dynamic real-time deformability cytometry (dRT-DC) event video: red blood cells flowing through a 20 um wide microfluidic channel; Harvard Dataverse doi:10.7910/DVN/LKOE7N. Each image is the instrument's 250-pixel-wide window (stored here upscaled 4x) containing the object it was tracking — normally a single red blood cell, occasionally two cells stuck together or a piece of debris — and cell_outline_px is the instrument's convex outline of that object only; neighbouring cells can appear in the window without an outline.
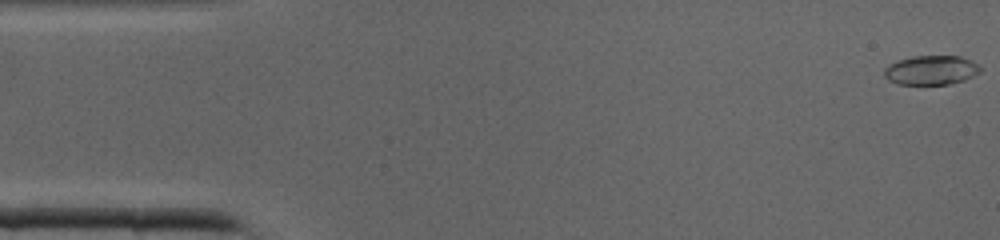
{"species": "common noctule bat (a hibernating species)", "species_latin": "Nyctalus noctula", "temperature_condition": "cold", "stored_images_in_passage": 41, "camera_frame_rate_fps": 3000, "um_per_image_px": 0.085, "animal": {"sex": "male", "body_mass_g": 19.0, "forearm_length_mm": 50.8}, "frame": {"image": 1, "passage_image": 1, "time_ms": 0.0, "image_size_px": [1000, 240], "cell_outline_px": [[980, 72], [964, 80], [948, 84], [896, 84], [888, 80], [884, 76], [884, 68], [888, 64], [896, 60], [912, 56], [960, 56], [972, 60], [980, 68]], "centroid_in_image_um": [79.1, 5.95], "position_along_channel_um": 5.9, "area_um2": 16.47}}
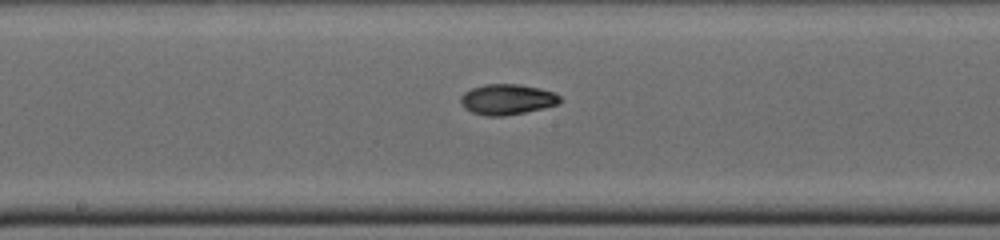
{"frame": {"image": 2, "passage_image": 21, "time_ms": 6.667, "image_size_px": [1000, 240], "cell_outline_px": [[564, 100], [556, 104], [544, 108], [504, 116], [484, 116], [472, 112], [464, 108], [460, 104], [460, 96], [464, 92], [472, 88], [484, 84], [520, 84], [540, 88], [556, 92]], "centroid_in_image_um": [43.11, 8.44], "position_along_channel_um": 205.1, "area_um2": 17.92}}
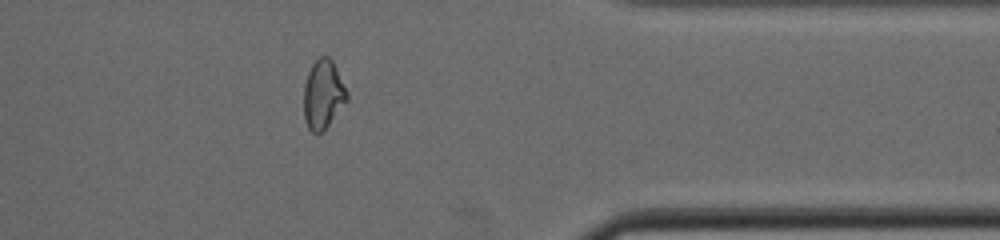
{"frame": {"image": 3, "passage_image": 33, "time_ms": 10.667, "image_size_px": [1000, 240], "cell_outline_px": [[348, 100], [328, 124], [320, 132], [312, 132], [308, 128], [304, 120], [304, 84], [308, 72], [312, 64], [320, 56], [328, 56], [332, 60], [348, 92]], "centroid_in_image_um": [27.46, 8.0], "position_along_channel_um": 383.9, "area_um2": 17.17}}